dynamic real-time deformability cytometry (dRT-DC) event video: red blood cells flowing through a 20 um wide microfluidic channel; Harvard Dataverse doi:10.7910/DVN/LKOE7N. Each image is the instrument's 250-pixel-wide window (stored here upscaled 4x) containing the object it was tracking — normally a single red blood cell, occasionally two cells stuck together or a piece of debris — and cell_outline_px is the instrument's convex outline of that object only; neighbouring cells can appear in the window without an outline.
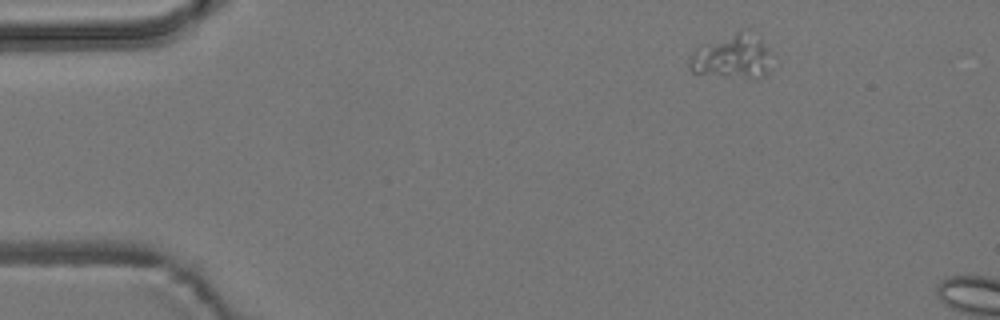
{"species": "common noctule bat (a hibernating species)", "species_latin": "Nyctalus noctula", "temperature_condition": "room temperature", "stored_images_in_passage": 5, "camera_frame_rate_fps": 3000, "um_per_image_px": 0.085, "animal": {"sex": "male", "body_mass_g": 19.2, "forearm_length_mm": 51.8}, "frame": {"image": 1, "passage_image": 1, "time_ms": 0.0, "image_size_px": [1000, 320], "cell_outline_px": [[768, 68], [764, 76], [724, 76], [692, 72], [688, 68], [688, 60], [692, 52], [696, 48], [740, 28], [748, 28], [760, 36], [768, 48]], "centroid_in_image_um": [62.21, 4.72], "position_along_channel_um": 22.8, "area_um2": 21.21}}